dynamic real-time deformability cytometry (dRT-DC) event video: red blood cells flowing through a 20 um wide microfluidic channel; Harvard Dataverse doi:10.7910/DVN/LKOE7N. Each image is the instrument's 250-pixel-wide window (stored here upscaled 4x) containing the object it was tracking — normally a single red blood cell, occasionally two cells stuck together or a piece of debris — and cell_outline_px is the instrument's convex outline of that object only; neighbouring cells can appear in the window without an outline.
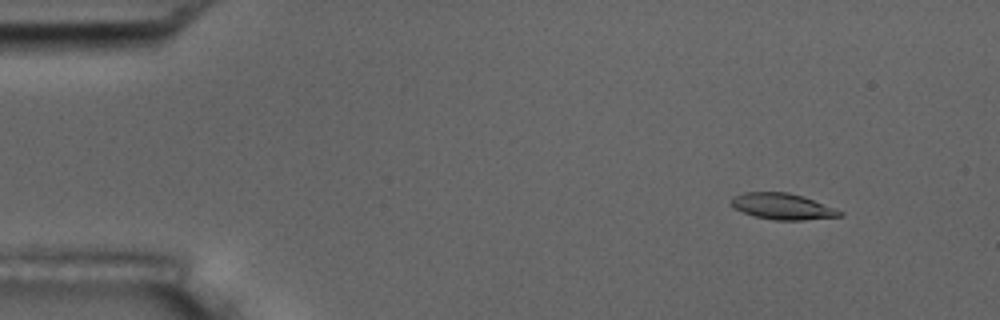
{"species": "common noctule bat (a hibernating species)", "species_latin": "Nyctalus noctula", "temperature_condition": "room temperature", "stored_images_in_passage": 4, "camera_frame_rate_fps": 3000, "um_per_image_px": 0.085, "animal": {"sex": "male", "body_mass_g": 17.5, "forearm_length_mm": 52.3}, "frame": {"image": 1, "passage_image": 1, "time_ms": 0.0, "image_size_px": [1000, 320], "cell_outline_px": [[844, 216], [804, 220], [776, 220], [756, 216], [744, 212], [736, 208], [732, 204], [732, 196], [744, 192], [788, 192], [804, 196], [844, 212]], "centroid_in_image_um": [66.56, 17.54], "position_along_channel_um": 18.4, "area_um2": 16.42}}
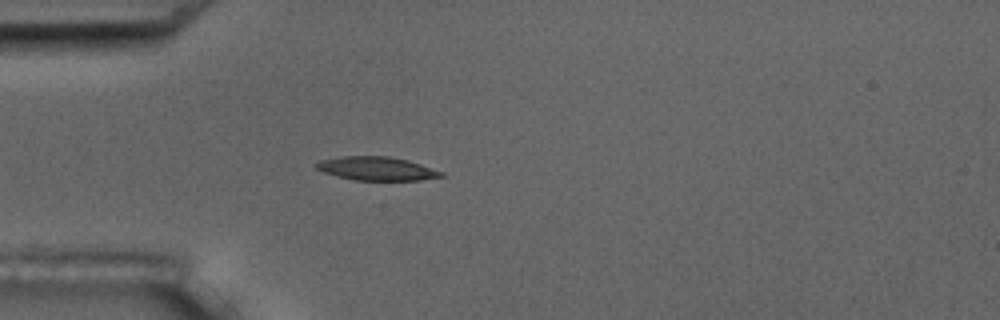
{"frame": {"image": 2, "passage_image": 4, "time_ms": 3.333, "image_size_px": [1000, 320], "cell_outline_px": [[444, 176], [420, 180], [356, 180], [336, 176], [324, 172], [316, 168], [316, 164], [320, 160], [340, 156], [388, 156], [408, 160], [444, 172]], "centroid_in_image_um": [32.02, 14.32], "position_along_channel_um": 53.0, "area_um2": 17.11}}